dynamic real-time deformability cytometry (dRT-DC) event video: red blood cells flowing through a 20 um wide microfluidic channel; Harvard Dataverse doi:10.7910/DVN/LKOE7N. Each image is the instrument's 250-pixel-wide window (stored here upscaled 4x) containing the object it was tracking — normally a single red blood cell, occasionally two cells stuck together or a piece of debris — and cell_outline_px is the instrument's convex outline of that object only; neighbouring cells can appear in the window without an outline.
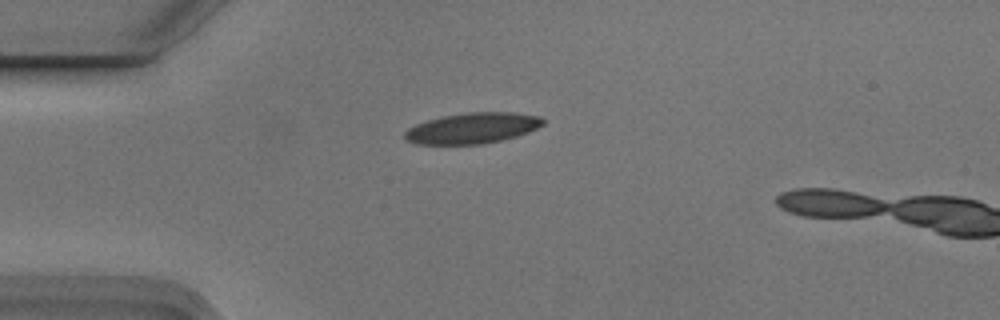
{"species": "Egyptian fruit bat (a non-hibernating species)", "species_latin": "Rousettus aegyptiacus", "temperature_condition": "cold", "stored_images_in_passage": 3, "camera_frame_rate_fps": 3000, "um_per_image_px": 0.085, "animal": {"sex": "male"}, "frame": {"image": 1, "passage_image": 1, "time_ms": 0.0, "image_size_px": [1000, 320], "cell_outline_px": [[544, 124], [528, 132], [516, 136], [484, 144], [412, 144], [404, 140], [404, 132], [408, 128], [416, 124], [428, 120], [444, 116], [468, 112], [516, 112], [540, 116], [544, 120]], "centroid_in_image_um": [40.14, 10.89], "position_along_channel_um": 44.9, "area_um2": 24.85}}